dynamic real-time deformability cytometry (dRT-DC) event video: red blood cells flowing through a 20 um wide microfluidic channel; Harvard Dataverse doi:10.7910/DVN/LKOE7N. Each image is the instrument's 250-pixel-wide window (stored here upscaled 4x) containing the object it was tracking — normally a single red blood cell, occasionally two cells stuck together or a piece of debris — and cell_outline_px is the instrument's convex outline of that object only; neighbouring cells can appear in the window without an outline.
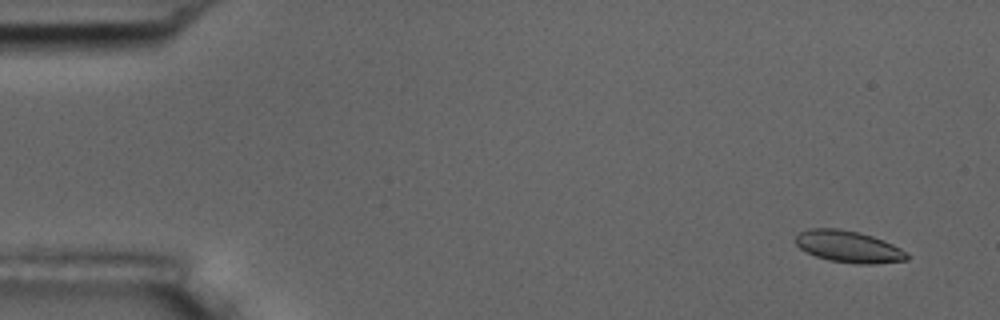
{"species": "common noctule bat (a hibernating species)", "species_latin": "Nyctalus noctula", "temperature_condition": "room temperature", "stored_images_in_passage": 55, "camera_frame_rate_fps": 3000, "um_per_image_px": 0.085, "animal": {"sex": "male", "body_mass_g": 17.5, "forearm_length_mm": 52.3}, "frame": {"image": 1, "passage_image": 4, "time_ms": 1.0, "image_size_px": [1000, 320], "cell_outline_px": [[908, 260], [872, 264], [856, 264], [828, 260], [816, 256], [800, 248], [796, 244], [796, 236], [800, 232], [808, 228], [836, 228], [860, 232], [884, 240], [908, 252]], "centroid_in_image_um": [72.14, 20.96], "position_along_channel_um": 12.9, "area_um2": 20.63}}
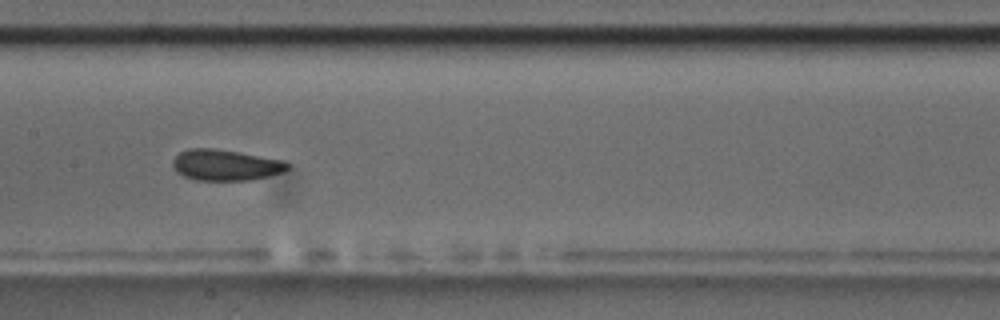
{"frame": {"image": 2, "passage_image": 28, "time_ms": 9.0, "image_size_px": [1000, 320], "cell_outline_px": [[288, 168], [284, 172], [252, 180], [196, 180], [184, 176], [176, 172], [172, 164], [172, 160], [180, 152], [188, 148], [216, 148], [240, 152], [284, 160], [288, 164]], "centroid_in_image_um": [19.16, 14.02], "position_along_channel_um": 188.2, "area_um2": 20.87}}
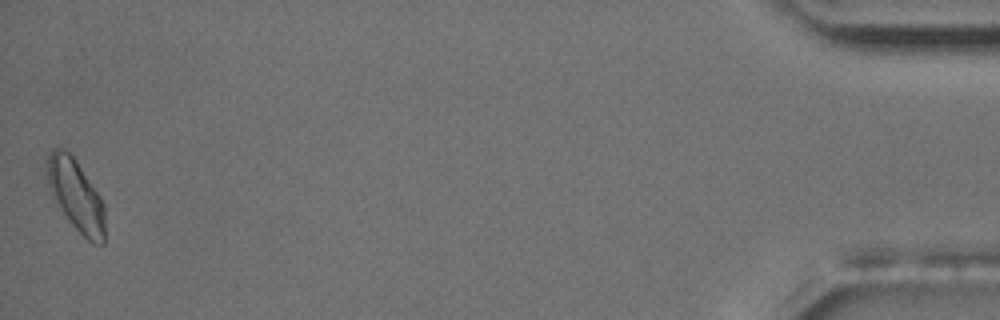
{"frame": {"image": 3, "passage_image": 55, "time_ms": 18.0, "image_size_px": [1000, 320], "cell_outline_px": [[104, 244], [100, 244], [88, 240], [72, 224], [52, 196], [48, 184], [48, 152], [52, 148], [64, 148], [76, 160], [100, 196], [104, 204]], "centroid_in_image_um": [6.46, 16.57], "position_along_channel_um": 428.7, "area_um2": 23.52}, "authors_computed_cell_mechanics": {"area_um2": 20.6346, "velocity_mm_per_s": 3.6974, "shape_relaxation_time_tau1_ms": 4.6929, "shape_relaxation_time_tau2_ms": 2.5493, "deformation_change_tau1": 0.081, "deformation_change_tau2": 0.0633}}